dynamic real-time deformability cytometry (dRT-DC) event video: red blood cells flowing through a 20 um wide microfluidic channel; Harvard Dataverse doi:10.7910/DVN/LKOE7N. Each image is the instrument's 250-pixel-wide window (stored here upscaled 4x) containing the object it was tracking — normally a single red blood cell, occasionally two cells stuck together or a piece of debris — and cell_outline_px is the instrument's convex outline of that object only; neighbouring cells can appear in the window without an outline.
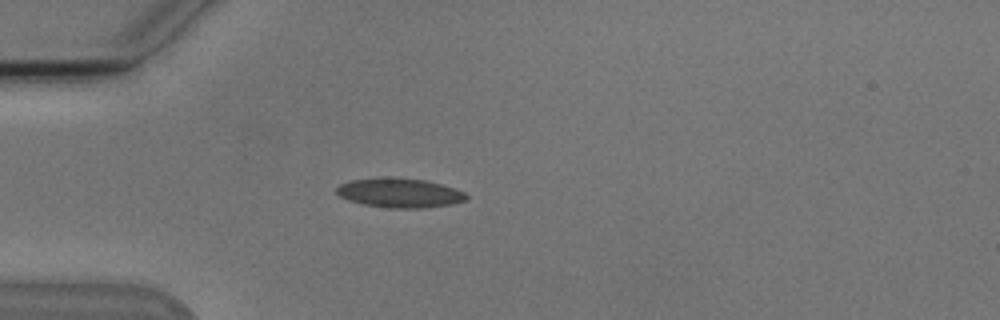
{"species": "Egyptian fruit bat (a non-hibernating species)", "species_latin": "Rousettus aegyptiacus", "temperature_condition": "cold", "stored_images_in_passage": 2, "camera_frame_rate_fps": 3000, "um_per_image_px": 0.085, "animal": {"sex": "male"}, "frame": {"image": 1, "passage_image": 1, "time_ms": 0.0, "image_size_px": [1000, 320], "cell_outline_px": [[468, 200], [452, 204], [424, 208], [388, 208], [364, 204], [348, 200], [340, 196], [336, 192], [336, 188], [340, 184], [352, 180], [388, 176], [424, 180], [440, 184], [464, 192], [468, 196]], "centroid_in_image_um": [33.96, 16.39], "position_along_channel_um": 51.0, "area_um2": 22.25}}